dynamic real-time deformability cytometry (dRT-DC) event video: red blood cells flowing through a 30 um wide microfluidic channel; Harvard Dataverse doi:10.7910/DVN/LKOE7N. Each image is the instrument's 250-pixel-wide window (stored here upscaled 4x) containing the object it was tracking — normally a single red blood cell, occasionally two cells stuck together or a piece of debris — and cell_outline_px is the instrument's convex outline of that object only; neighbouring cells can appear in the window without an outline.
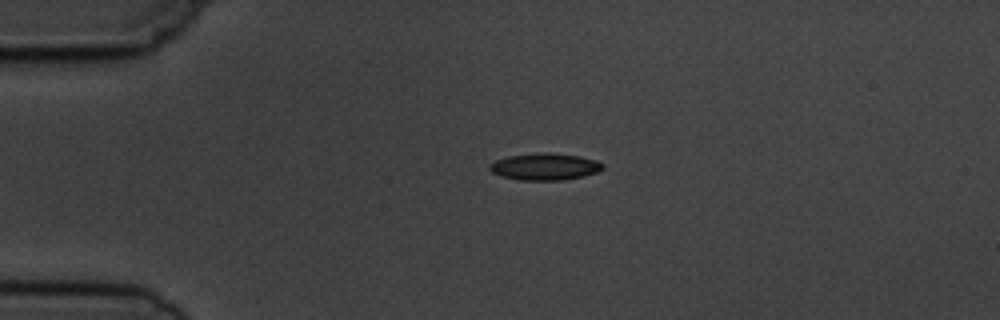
{"species": "common noctule bat (a hibernating species)", "species_latin": "Nyctalus noctula", "temperature_condition": "cold", "stored_images_in_passage": 6, "camera_frame_rate_fps": 3000, "um_per_image_px": 0.085, "animal": {"sex": "male", "body_mass_g": 19.5, "forearm_length_mm": 54.6}, "frame": {"image": 1, "passage_image": 4, "time_ms": 3.333, "image_size_px": [1000, 320], "cell_outline_px": [[604, 168], [596, 172], [584, 176], [564, 180], [520, 180], [500, 176], [492, 172], [488, 168], [496, 160], [508, 156], [540, 152], [580, 156], [596, 160], [604, 164]], "centroid_in_image_um": [46.32, 14.17], "position_along_channel_um": 38.7, "area_um2": 17.63}}
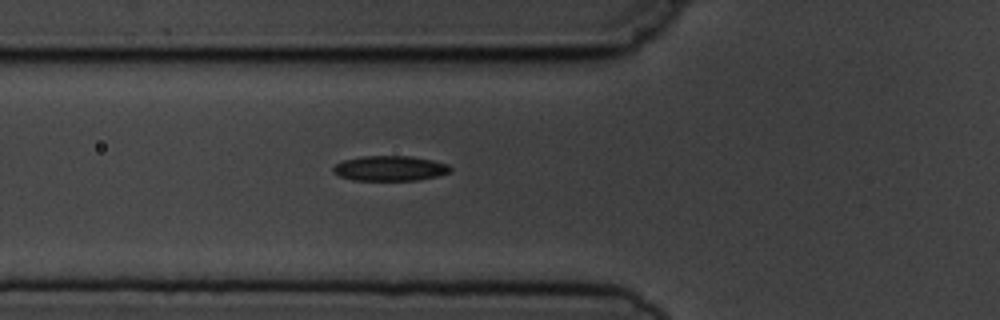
{"frame": {"image": 2, "passage_image": 6, "time_ms": 5.667, "image_size_px": [1000, 320], "cell_outline_px": [[452, 168], [448, 172], [436, 176], [416, 180], [352, 180], [340, 176], [332, 172], [332, 168], [336, 164], [344, 160], [360, 156], [412, 156], [432, 160], [448, 164]], "centroid_in_image_um": [33.11, 14.3], "position_along_channel_um": 92.7, "area_um2": 17.05}}